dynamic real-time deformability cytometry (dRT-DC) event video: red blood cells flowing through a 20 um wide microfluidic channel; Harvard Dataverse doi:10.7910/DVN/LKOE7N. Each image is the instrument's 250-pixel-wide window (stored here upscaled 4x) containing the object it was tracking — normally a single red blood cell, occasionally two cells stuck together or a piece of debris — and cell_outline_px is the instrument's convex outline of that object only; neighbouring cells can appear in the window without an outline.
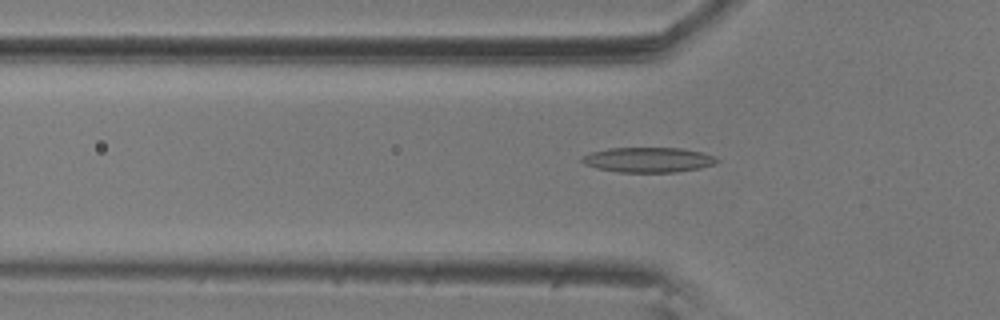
{"species": "common noctule bat (a hibernating species)", "species_latin": "Nyctalus noctula", "temperature_condition": "room temperature", "stored_images_in_passage": 47, "camera_frame_rate_fps": 3000, "um_per_image_px": 0.085, "animal": {"sex": "male", "body_mass_g": 20.5, "forearm_length_mm": 52.5}, "frame": {"image": 1, "passage_image": 9, "time_ms": 2.667, "image_size_px": [1000, 320], "cell_outline_px": [[720, 160], [712, 164], [700, 168], [676, 172], [620, 172], [596, 168], [584, 164], [580, 160], [580, 156], [592, 152], [608, 148], [680, 148], [700, 152], [712, 156]], "centroid_in_image_um": [55.03, 13.58], "position_along_channel_um": 70.8, "area_um2": 19.54}}
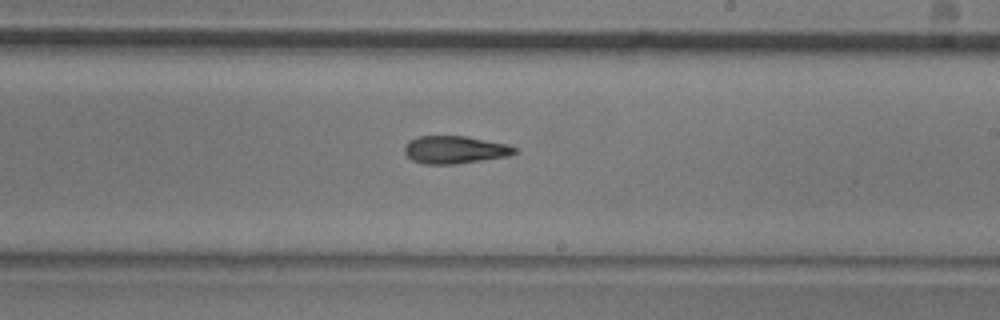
{"frame": {"image": 2, "passage_image": 24, "time_ms": 7.667, "image_size_px": [1000, 320], "cell_outline_px": [[520, 152], [508, 156], [456, 164], [424, 164], [412, 160], [404, 152], [404, 144], [408, 140], [416, 136], [464, 136], [508, 144], [516, 148]], "centroid_in_image_um": [38.65, 12.72], "position_along_channel_um": 250.4, "area_um2": 17.92}}
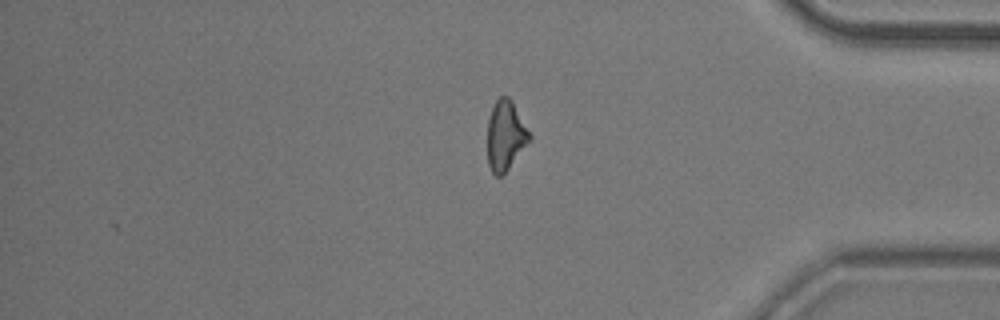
{"frame": {"image": 3, "passage_image": 38, "time_ms": 12.333, "image_size_px": [1000, 320], "cell_outline_px": [[532, 140], [504, 176], [496, 176], [492, 172], [488, 164], [488, 120], [492, 108], [496, 100], [500, 96], [508, 96], [512, 100], [532, 136]], "centroid_in_image_um": [43.0, 11.56], "position_along_channel_um": 392.2, "area_um2": 17.46}, "authors_computed_cell_mechanics": {"area_um2": 17.8602, "velocity_mm_per_s": 3.5631, "shape_relaxation_time_tau1_ms": 10.8034, "shape_relaxation_time_tau2_ms": 6.4126, "deformation_change_tau1": 0.2357, "deformation_change_tau2": 0.1865}}